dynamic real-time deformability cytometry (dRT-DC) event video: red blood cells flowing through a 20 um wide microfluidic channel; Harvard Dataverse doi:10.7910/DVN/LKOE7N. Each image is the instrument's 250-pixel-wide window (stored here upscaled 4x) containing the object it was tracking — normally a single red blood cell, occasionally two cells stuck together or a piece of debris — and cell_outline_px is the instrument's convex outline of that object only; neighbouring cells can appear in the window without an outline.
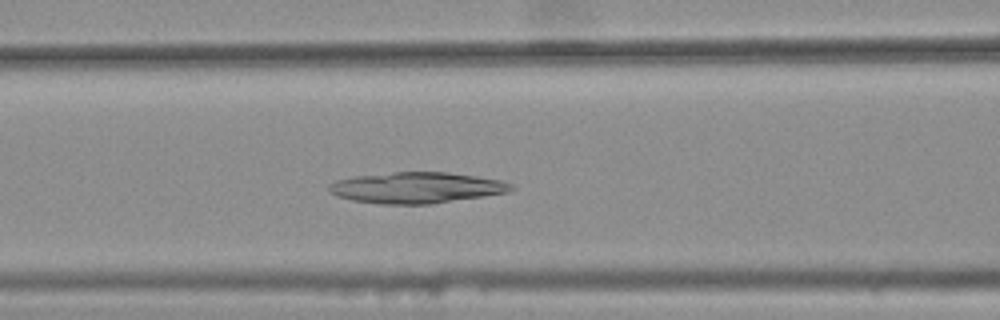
{"species": "common noctule bat (a hibernating species)", "species_latin": "Nyctalus noctula", "temperature_condition": "warm", "stored_images_in_passage": 42, "camera_frame_rate_fps": 3000, "um_per_image_px": 0.085, "animal": {"sex": "female", "body_mass_g": 25.1}, "frame": {"image": 1, "passage_image": 20, "time_ms": 6.333, "image_size_px": [1000, 320], "cell_outline_px": [[516, 188], [508, 192], [484, 196], [428, 204], [380, 204], [352, 200], [328, 192], [328, 184], [336, 180], [356, 176], [392, 172], [448, 172], [476, 176], [500, 180], [512, 184]], "centroid_in_image_um": [35.4, 15.95], "position_along_channel_um": 131.2, "area_um2": 32.83}}
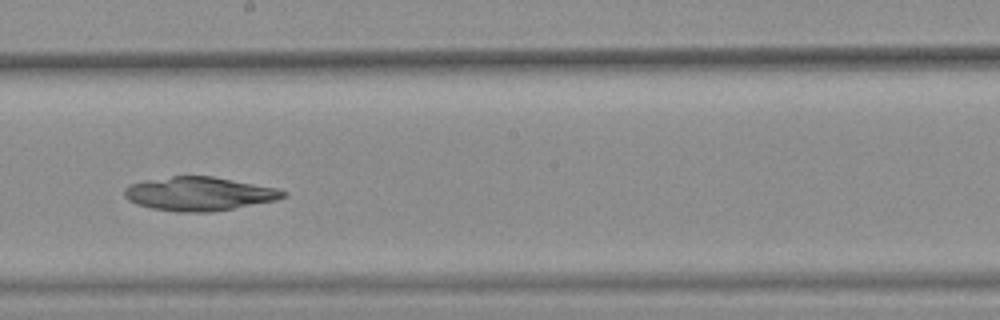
{"frame": {"image": 2, "passage_image": 28, "time_ms": 9.0, "image_size_px": [1000, 320], "cell_outline_px": [[288, 196], [276, 200], [212, 212], [176, 212], [152, 208], [136, 204], [128, 200], [124, 196], [124, 188], [128, 184], [144, 180], [172, 176], [212, 176], [276, 188], [288, 192]], "centroid_in_image_um": [16.89, 16.47], "position_along_channel_um": 231.3, "area_um2": 31.27}}
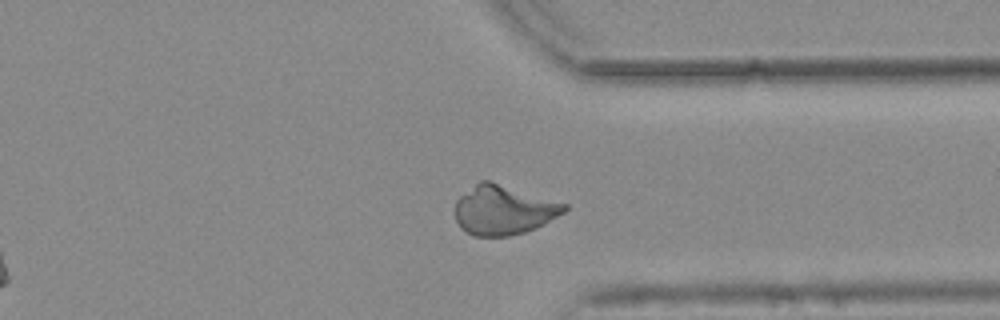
{"frame": {"image": 3, "passage_image": 39, "time_ms": 12.667, "image_size_px": [1000, 320], "cell_outline_px": [[568, 208], [564, 212], [544, 224], [536, 228], [524, 232], [508, 236], [472, 236], [460, 228], [456, 220], [456, 200], [460, 196], [480, 180], [488, 180], [568, 204]], "centroid_in_image_um": [42.79, 17.86], "position_along_channel_um": 368.6, "area_um2": 31.33}}